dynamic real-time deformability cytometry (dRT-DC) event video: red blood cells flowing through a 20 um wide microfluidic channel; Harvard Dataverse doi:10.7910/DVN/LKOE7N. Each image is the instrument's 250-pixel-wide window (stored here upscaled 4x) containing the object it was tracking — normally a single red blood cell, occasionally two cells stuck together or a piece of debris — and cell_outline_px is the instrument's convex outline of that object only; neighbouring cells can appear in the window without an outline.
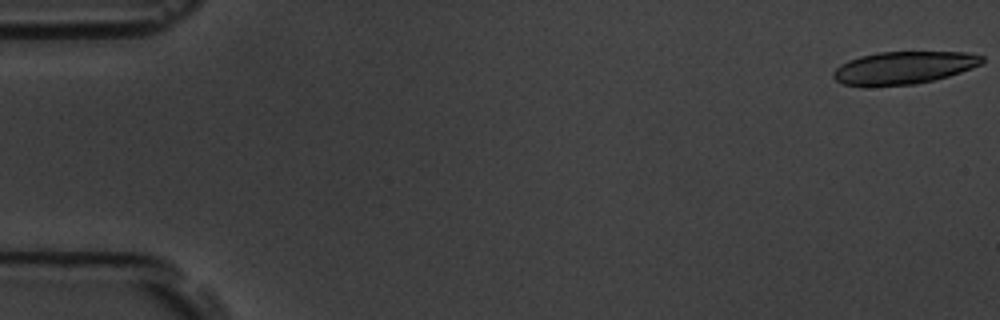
{"species": "common noctule bat (a hibernating species)", "species_latin": "Nyctalus noctula", "temperature_condition": "room temperature", "stored_images_in_passage": 5, "camera_frame_rate_fps": 3000, "um_per_image_px": 0.085, "animal": {"sex": "male", "body_mass_g": 19.5, "forearm_length_mm": 54.6}, "frame": {"image": 1, "passage_image": 1, "time_ms": 0.0, "image_size_px": [1000, 320], "cell_outline_px": [[984, 60], [980, 64], [972, 68], [948, 76], [916, 84], [864, 88], [844, 84], [836, 80], [832, 76], [832, 72], [840, 64], [848, 60], [860, 56], [880, 52], [968, 52], [984, 56]], "centroid_in_image_um": [76.76, 5.78], "position_along_channel_um": 8.2, "area_um2": 28.67}}